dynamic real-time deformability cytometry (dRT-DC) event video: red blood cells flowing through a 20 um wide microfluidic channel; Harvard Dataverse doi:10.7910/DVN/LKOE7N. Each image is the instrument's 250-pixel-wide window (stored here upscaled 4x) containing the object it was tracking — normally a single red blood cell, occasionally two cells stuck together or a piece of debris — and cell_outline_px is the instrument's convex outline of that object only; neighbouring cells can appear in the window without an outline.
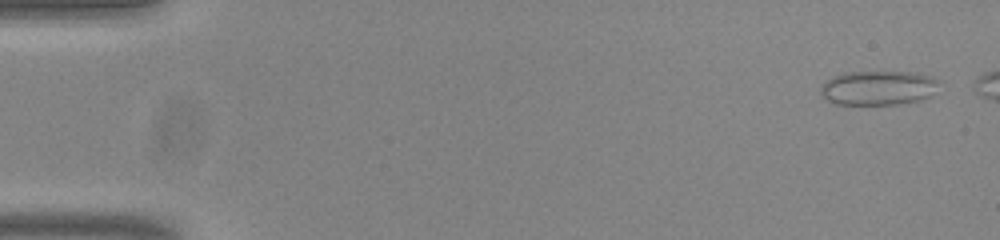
{"species": "common noctule bat (a hibernating species)", "species_latin": "Nyctalus noctula", "temperature_condition": "room temperature", "stored_images_in_passage": 48, "camera_frame_rate_fps": 3000, "um_per_image_px": 0.085, "animal": {"sex": "male", "body_mass_g": 20.0, "forearm_length_mm": 53.3}, "frame": {"image": 1, "passage_image": 2, "time_ms": 0.333, "image_size_px": [1000, 240], "cell_outline_px": [[944, 80], [928, 96], [920, 100], [896, 104], [836, 104], [828, 100], [820, 92], [820, 88], [832, 76], [844, 72], [916, 72]], "centroid_in_image_um": [74.69, 7.45], "position_along_channel_um": 10.3, "area_um2": 23.7}}
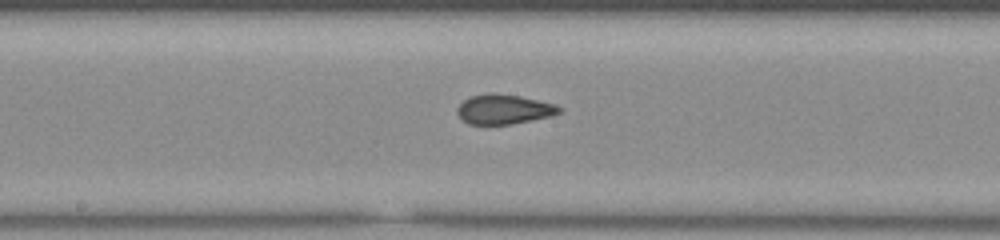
{"frame": {"image": 2, "passage_image": 28, "time_ms": 9.0, "image_size_px": [1000, 240], "cell_outline_px": [[564, 108], [560, 112], [552, 116], [512, 124], [468, 124], [456, 112], [456, 108], [468, 96], [488, 92], [492, 92], [520, 96], [556, 104]], "centroid_in_image_um": [42.84, 9.27], "position_along_channel_um": 205.4, "area_um2": 17.86}}
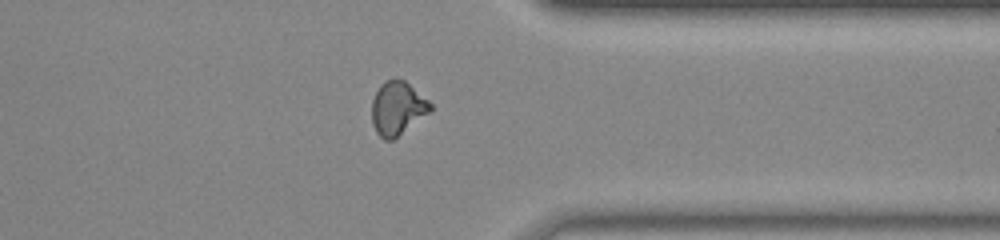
{"frame": {"image": 3, "passage_image": 42, "time_ms": 13.667, "image_size_px": [1000, 240], "cell_outline_px": [[432, 112], [392, 140], [384, 140], [376, 132], [372, 124], [372, 100], [380, 84], [384, 80], [392, 76], [404, 80], [428, 100], [432, 104]], "centroid_in_image_um": [33.79, 9.18], "position_along_channel_um": 377.6, "area_um2": 18.55}}